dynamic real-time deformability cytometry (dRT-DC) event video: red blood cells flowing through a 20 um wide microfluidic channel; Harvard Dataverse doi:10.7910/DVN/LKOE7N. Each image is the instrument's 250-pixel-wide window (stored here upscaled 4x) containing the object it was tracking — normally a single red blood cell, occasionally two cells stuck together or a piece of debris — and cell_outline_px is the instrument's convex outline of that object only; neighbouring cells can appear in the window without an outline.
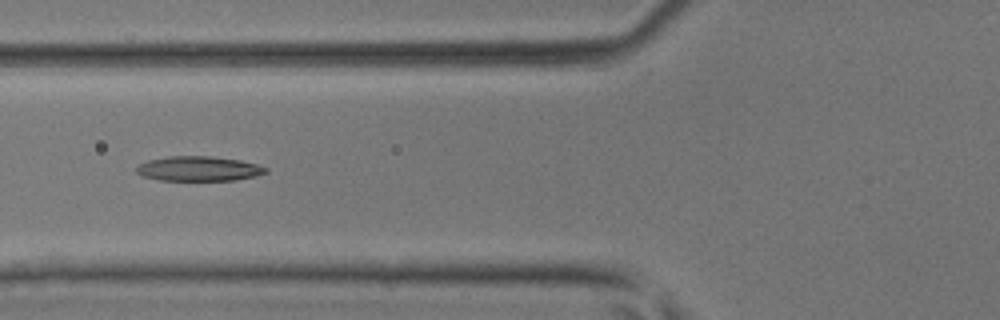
{"species": "common noctule bat (a hibernating species)", "species_latin": "Nyctalus noctula", "temperature_condition": "room temperature", "stored_images_in_passage": 31, "camera_frame_rate_fps": 3000, "um_per_image_px": 0.085, "animal": {"sex": "male", "body_mass_g": 17.9, "forearm_length_mm": 54.2}, "frame": {"image": 1, "passage_image": 4, "time_ms": 1.0, "image_size_px": [1000, 320], "cell_outline_px": [[268, 172], [256, 176], [232, 180], [160, 180], [140, 176], [136, 172], [136, 168], [140, 164], [148, 160], [168, 156], [212, 156], [240, 160], [256, 164], [268, 168]], "centroid_in_image_um": [16.88, 14.33], "position_along_channel_um": 108.9, "area_um2": 18.67}}
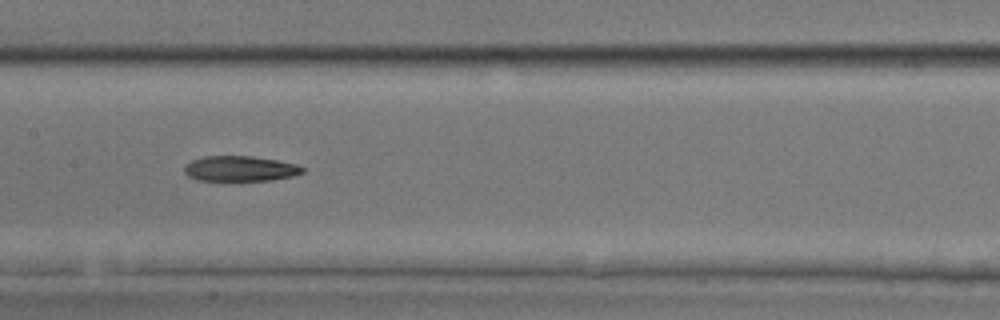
{"frame": {"image": 2, "passage_image": 9, "time_ms": 2.667, "image_size_px": [1000, 320], "cell_outline_px": [[304, 172], [292, 176], [272, 180], [196, 180], [188, 176], [184, 172], [184, 168], [192, 160], [204, 156], [252, 156], [276, 160], [296, 164], [304, 168]], "centroid_in_image_um": [20.41, 14.33], "position_along_channel_um": 187.0, "area_um2": 17.28}}
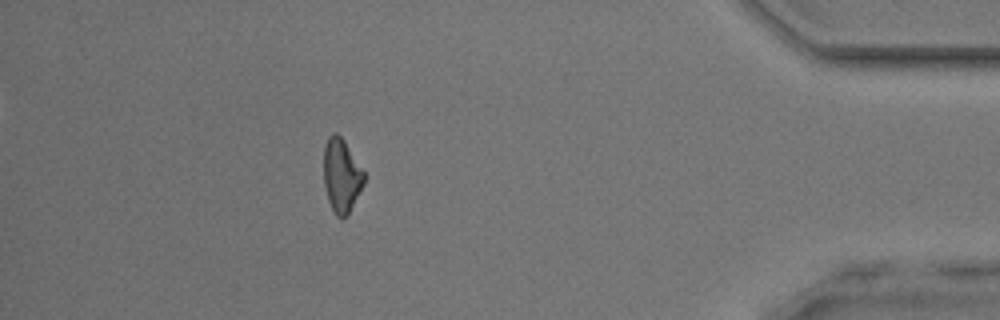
{"frame": {"image": 3, "passage_image": 26, "time_ms": 8.333, "image_size_px": [1000, 320], "cell_outline_px": [[364, 184], [348, 212], [340, 220], [336, 216], [328, 200], [324, 184], [324, 144], [328, 136], [332, 132], [336, 132], [344, 140], [364, 172]], "centroid_in_image_um": [29.0, 14.88], "position_along_channel_um": 406.2, "area_um2": 17.11}}